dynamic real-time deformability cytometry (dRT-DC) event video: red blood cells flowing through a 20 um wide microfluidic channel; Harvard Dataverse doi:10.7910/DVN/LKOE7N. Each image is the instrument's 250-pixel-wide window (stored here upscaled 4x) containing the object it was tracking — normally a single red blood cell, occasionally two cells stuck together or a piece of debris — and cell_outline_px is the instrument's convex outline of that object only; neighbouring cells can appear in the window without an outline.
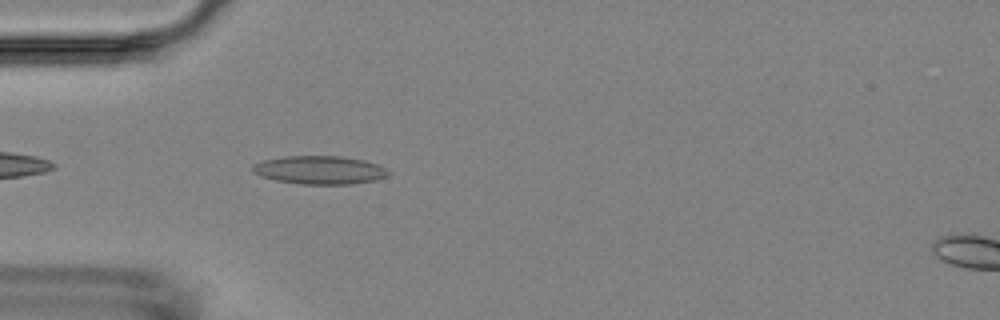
{"species": "Egyptian fruit bat (a non-hibernating species)", "species_latin": "Rousettus aegyptiacus", "temperature_condition": "room temperature", "stored_images_in_passage": 5, "camera_frame_rate_fps": 3000, "um_per_image_px": 0.085, "animal": {"sex": "female"}, "frame": {"image": 1, "passage_image": 5, "time_ms": 4.667, "image_size_px": [1000, 320], "cell_outline_px": [[392, 172], [388, 176], [376, 180], [352, 184], [300, 184], [276, 180], [260, 176], [252, 168], [252, 164], [264, 160], [284, 156], [340, 156], [364, 160], [380, 164]], "centroid_in_image_um": [27.24, 14.45], "position_along_channel_um": 57.8, "area_um2": 22.54}}